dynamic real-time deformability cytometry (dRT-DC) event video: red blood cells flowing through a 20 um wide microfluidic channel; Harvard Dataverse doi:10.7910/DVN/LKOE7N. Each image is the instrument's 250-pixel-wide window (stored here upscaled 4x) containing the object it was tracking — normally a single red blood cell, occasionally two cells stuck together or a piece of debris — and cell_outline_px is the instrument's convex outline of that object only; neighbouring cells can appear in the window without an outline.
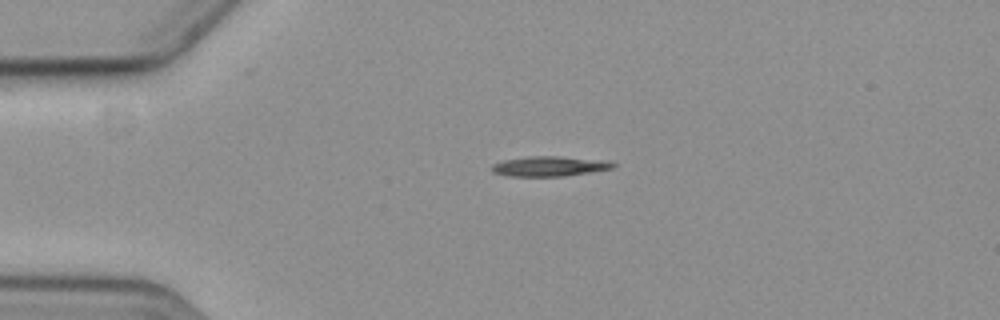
{"species": "common noctule bat (a hibernating species)", "species_latin": "Nyctalus noctula", "temperature_condition": "cold", "stored_images_in_passage": 4, "camera_frame_rate_fps": 3000, "um_per_image_px": 0.085, "animal": {"sex": "female", "body_mass_g": 19.3, "forearm_length_mm": 54.1}, "frame": {"image": 1, "passage_image": 1, "time_ms": 0.0, "image_size_px": [1000, 320], "cell_outline_px": [[616, 164], [612, 168], [564, 176], [504, 176], [492, 172], [488, 168], [492, 164], [504, 160], [528, 156], [560, 156], [612, 160]], "centroid_in_image_um": [46.68, 14.12], "position_along_channel_um": 38.3, "area_um2": 14.39}}